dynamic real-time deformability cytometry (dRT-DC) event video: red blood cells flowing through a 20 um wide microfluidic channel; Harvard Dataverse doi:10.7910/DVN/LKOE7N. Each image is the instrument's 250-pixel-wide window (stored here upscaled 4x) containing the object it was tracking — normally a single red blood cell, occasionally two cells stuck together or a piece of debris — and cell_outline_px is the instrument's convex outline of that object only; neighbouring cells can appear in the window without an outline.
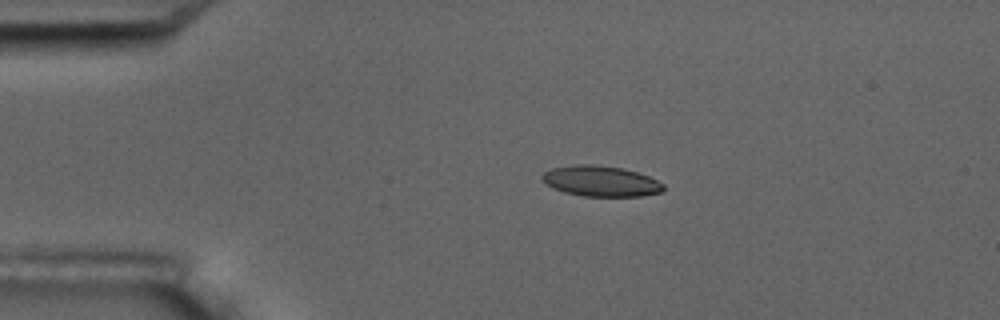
{"species": "common noctule bat (a hibernating species)", "species_latin": "Nyctalus noctula", "temperature_condition": "room temperature", "stored_images_in_passage": 5, "camera_frame_rate_fps": 3000, "um_per_image_px": 0.085, "animal": {"sex": "male", "body_mass_g": 17.5, "forearm_length_mm": 52.3}, "frame": {"image": 1, "passage_image": 3, "time_ms": 2.333, "image_size_px": [1000, 320], "cell_outline_px": [[664, 188], [660, 192], [644, 196], [584, 196], [564, 192], [552, 188], [540, 180], [540, 176], [544, 172], [552, 168], [572, 164], [592, 164], [620, 168], [636, 172], [648, 176], [664, 184]], "centroid_in_image_um": [51.01, 15.39], "position_along_channel_um": 34.0, "area_um2": 21.68}}